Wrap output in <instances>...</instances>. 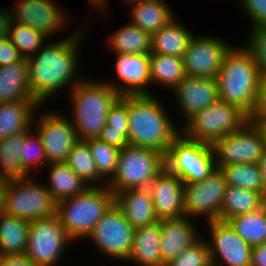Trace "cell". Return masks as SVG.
Wrapping results in <instances>:
<instances>
[{
    "instance_id": "ee69618b",
    "label": "cell",
    "mask_w": 266,
    "mask_h": 266,
    "mask_svg": "<svg viewBox=\"0 0 266 266\" xmlns=\"http://www.w3.org/2000/svg\"><path fill=\"white\" fill-rule=\"evenodd\" d=\"M264 121H266V77H261L256 106L249 115V122L260 126Z\"/></svg>"
},
{
    "instance_id": "4dcf8cb0",
    "label": "cell",
    "mask_w": 266,
    "mask_h": 266,
    "mask_svg": "<svg viewBox=\"0 0 266 266\" xmlns=\"http://www.w3.org/2000/svg\"><path fill=\"white\" fill-rule=\"evenodd\" d=\"M119 149L128 142V96H121L108 112L106 125L97 137Z\"/></svg>"
},
{
    "instance_id": "836d02e7",
    "label": "cell",
    "mask_w": 266,
    "mask_h": 266,
    "mask_svg": "<svg viewBox=\"0 0 266 266\" xmlns=\"http://www.w3.org/2000/svg\"><path fill=\"white\" fill-rule=\"evenodd\" d=\"M24 132L0 140V179L14 180L32 176L22 165Z\"/></svg>"
},
{
    "instance_id": "d4e9b609",
    "label": "cell",
    "mask_w": 266,
    "mask_h": 266,
    "mask_svg": "<svg viewBox=\"0 0 266 266\" xmlns=\"http://www.w3.org/2000/svg\"><path fill=\"white\" fill-rule=\"evenodd\" d=\"M36 110L35 101L0 103V140L29 130Z\"/></svg>"
},
{
    "instance_id": "e575fe53",
    "label": "cell",
    "mask_w": 266,
    "mask_h": 266,
    "mask_svg": "<svg viewBox=\"0 0 266 266\" xmlns=\"http://www.w3.org/2000/svg\"><path fill=\"white\" fill-rule=\"evenodd\" d=\"M65 163L89 187H100L107 185V181L98 173L96 169L94 159L91 155L88 142L86 140H78L74 144Z\"/></svg>"
},
{
    "instance_id": "8fae6325",
    "label": "cell",
    "mask_w": 266,
    "mask_h": 266,
    "mask_svg": "<svg viewBox=\"0 0 266 266\" xmlns=\"http://www.w3.org/2000/svg\"><path fill=\"white\" fill-rule=\"evenodd\" d=\"M134 232L133 226L113 204L87 238L101 256L126 261L132 249Z\"/></svg>"
},
{
    "instance_id": "1f68e13d",
    "label": "cell",
    "mask_w": 266,
    "mask_h": 266,
    "mask_svg": "<svg viewBox=\"0 0 266 266\" xmlns=\"http://www.w3.org/2000/svg\"><path fill=\"white\" fill-rule=\"evenodd\" d=\"M151 84L169 87L171 91L186 76L183 58L165 54H150Z\"/></svg>"
},
{
    "instance_id": "30bf717a",
    "label": "cell",
    "mask_w": 266,
    "mask_h": 266,
    "mask_svg": "<svg viewBox=\"0 0 266 266\" xmlns=\"http://www.w3.org/2000/svg\"><path fill=\"white\" fill-rule=\"evenodd\" d=\"M73 241L66 234L58 216L29 222L25 256L39 266H57L66 245Z\"/></svg>"
},
{
    "instance_id": "7c38bea8",
    "label": "cell",
    "mask_w": 266,
    "mask_h": 266,
    "mask_svg": "<svg viewBox=\"0 0 266 266\" xmlns=\"http://www.w3.org/2000/svg\"><path fill=\"white\" fill-rule=\"evenodd\" d=\"M265 147L263 130L249 121L239 131L225 135L212 145L217 168L259 163Z\"/></svg>"
},
{
    "instance_id": "d6a6232c",
    "label": "cell",
    "mask_w": 266,
    "mask_h": 266,
    "mask_svg": "<svg viewBox=\"0 0 266 266\" xmlns=\"http://www.w3.org/2000/svg\"><path fill=\"white\" fill-rule=\"evenodd\" d=\"M263 204L264 197L260 193L227 185L221 207V220L227 221L234 216L257 211Z\"/></svg>"
},
{
    "instance_id": "4316f807",
    "label": "cell",
    "mask_w": 266,
    "mask_h": 266,
    "mask_svg": "<svg viewBox=\"0 0 266 266\" xmlns=\"http://www.w3.org/2000/svg\"><path fill=\"white\" fill-rule=\"evenodd\" d=\"M194 34L174 18L151 35V53L183 57Z\"/></svg>"
},
{
    "instance_id": "b9f144b4",
    "label": "cell",
    "mask_w": 266,
    "mask_h": 266,
    "mask_svg": "<svg viewBox=\"0 0 266 266\" xmlns=\"http://www.w3.org/2000/svg\"><path fill=\"white\" fill-rule=\"evenodd\" d=\"M244 45L257 62L260 77H266V26L250 29Z\"/></svg>"
},
{
    "instance_id": "7a4b0ae2",
    "label": "cell",
    "mask_w": 266,
    "mask_h": 266,
    "mask_svg": "<svg viewBox=\"0 0 266 266\" xmlns=\"http://www.w3.org/2000/svg\"><path fill=\"white\" fill-rule=\"evenodd\" d=\"M156 95H128L129 145L167 153L180 128ZM176 125V126H175Z\"/></svg>"
},
{
    "instance_id": "8d00e7d4",
    "label": "cell",
    "mask_w": 266,
    "mask_h": 266,
    "mask_svg": "<svg viewBox=\"0 0 266 266\" xmlns=\"http://www.w3.org/2000/svg\"><path fill=\"white\" fill-rule=\"evenodd\" d=\"M219 169L224 174L227 185L256 191L263 197L266 195V188L258 163L223 165Z\"/></svg>"
},
{
    "instance_id": "277c9868",
    "label": "cell",
    "mask_w": 266,
    "mask_h": 266,
    "mask_svg": "<svg viewBox=\"0 0 266 266\" xmlns=\"http://www.w3.org/2000/svg\"><path fill=\"white\" fill-rule=\"evenodd\" d=\"M68 92L71 122L78 140L97 138L106 125L109 110L121 95L107 82L85 77Z\"/></svg>"
},
{
    "instance_id": "83f0119b",
    "label": "cell",
    "mask_w": 266,
    "mask_h": 266,
    "mask_svg": "<svg viewBox=\"0 0 266 266\" xmlns=\"http://www.w3.org/2000/svg\"><path fill=\"white\" fill-rule=\"evenodd\" d=\"M49 167L45 186L56 203L83 193L89 187L65 162L49 163Z\"/></svg>"
},
{
    "instance_id": "44dd1931",
    "label": "cell",
    "mask_w": 266,
    "mask_h": 266,
    "mask_svg": "<svg viewBox=\"0 0 266 266\" xmlns=\"http://www.w3.org/2000/svg\"><path fill=\"white\" fill-rule=\"evenodd\" d=\"M197 228L186 216L161 220L160 253L165 265L203 235Z\"/></svg>"
},
{
    "instance_id": "db71d44e",
    "label": "cell",
    "mask_w": 266,
    "mask_h": 266,
    "mask_svg": "<svg viewBox=\"0 0 266 266\" xmlns=\"http://www.w3.org/2000/svg\"><path fill=\"white\" fill-rule=\"evenodd\" d=\"M259 127L263 130L266 141V121H264Z\"/></svg>"
},
{
    "instance_id": "4fadbf2b",
    "label": "cell",
    "mask_w": 266,
    "mask_h": 266,
    "mask_svg": "<svg viewBox=\"0 0 266 266\" xmlns=\"http://www.w3.org/2000/svg\"><path fill=\"white\" fill-rule=\"evenodd\" d=\"M226 187L225 176L219 168L204 181L184 183L185 216L191 219L204 217L206 222L221 220Z\"/></svg>"
},
{
    "instance_id": "7402d4cb",
    "label": "cell",
    "mask_w": 266,
    "mask_h": 266,
    "mask_svg": "<svg viewBox=\"0 0 266 266\" xmlns=\"http://www.w3.org/2000/svg\"><path fill=\"white\" fill-rule=\"evenodd\" d=\"M114 204L134 229L158 221L148 188L120 191L114 194Z\"/></svg>"
},
{
    "instance_id": "f35d334b",
    "label": "cell",
    "mask_w": 266,
    "mask_h": 266,
    "mask_svg": "<svg viewBox=\"0 0 266 266\" xmlns=\"http://www.w3.org/2000/svg\"><path fill=\"white\" fill-rule=\"evenodd\" d=\"M98 173L108 182L116 173L120 149L99 138L86 139Z\"/></svg>"
},
{
    "instance_id": "7bdbcfd3",
    "label": "cell",
    "mask_w": 266,
    "mask_h": 266,
    "mask_svg": "<svg viewBox=\"0 0 266 266\" xmlns=\"http://www.w3.org/2000/svg\"><path fill=\"white\" fill-rule=\"evenodd\" d=\"M239 4L249 18L252 29L266 26V0H239Z\"/></svg>"
},
{
    "instance_id": "ab89813d",
    "label": "cell",
    "mask_w": 266,
    "mask_h": 266,
    "mask_svg": "<svg viewBox=\"0 0 266 266\" xmlns=\"http://www.w3.org/2000/svg\"><path fill=\"white\" fill-rule=\"evenodd\" d=\"M33 128V133H32ZM24 132V143L21 147L20 158L23 167L31 174V169L46 166L47 158L43 142L34 127Z\"/></svg>"
},
{
    "instance_id": "8992f818",
    "label": "cell",
    "mask_w": 266,
    "mask_h": 266,
    "mask_svg": "<svg viewBox=\"0 0 266 266\" xmlns=\"http://www.w3.org/2000/svg\"><path fill=\"white\" fill-rule=\"evenodd\" d=\"M249 116L234 104L218 99L194 113L180 127V133L193 141L213 145L218 139L239 131Z\"/></svg>"
},
{
    "instance_id": "e0dca14e",
    "label": "cell",
    "mask_w": 266,
    "mask_h": 266,
    "mask_svg": "<svg viewBox=\"0 0 266 266\" xmlns=\"http://www.w3.org/2000/svg\"><path fill=\"white\" fill-rule=\"evenodd\" d=\"M15 3L9 8L13 22L30 25L49 39L70 24L69 13L54 0H17Z\"/></svg>"
},
{
    "instance_id": "484cf974",
    "label": "cell",
    "mask_w": 266,
    "mask_h": 266,
    "mask_svg": "<svg viewBox=\"0 0 266 266\" xmlns=\"http://www.w3.org/2000/svg\"><path fill=\"white\" fill-rule=\"evenodd\" d=\"M130 7L131 22L150 35L176 18L166 0H148Z\"/></svg>"
},
{
    "instance_id": "f6af8a7d",
    "label": "cell",
    "mask_w": 266,
    "mask_h": 266,
    "mask_svg": "<svg viewBox=\"0 0 266 266\" xmlns=\"http://www.w3.org/2000/svg\"><path fill=\"white\" fill-rule=\"evenodd\" d=\"M22 59L23 57L9 38L0 41V66L11 65L20 62Z\"/></svg>"
},
{
    "instance_id": "ffe728a7",
    "label": "cell",
    "mask_w": 266,
    "mask_h": 266,
    "mask_svg": "<svg viewBox=\"0 0 266 266\" xmlns=\"http://www.w3.org/2000/svg\"><path fill=\"white\" fill-rule=\"evenodd\" d=\"M172 93L183 122L219 99L216 78L185 76Z\"/></svg>"
},
{
    "instance_id": "74e56055",
    "label": "cell",
    "mask_w": 266,
    "mask_h": 266,
    "mask_svg": "<svg viewBox=\"0 0 266 266\" xmlns=\"http://www.w3.org/2000/svg\"><path fill=\"white\" fill-rule=\"evenodd\" d=\"M9 40L18 49L20 55L27 59L35 55L44 43L50 39L30 25L13 22Z\"/></svg>"
},
{
    "instance_id": "60d3db41",
    "label": "cell",
    "mask_w": 266,
    "mask_h": 266,
    "mask_svg": "<svg viewBox=\"0 0 266 266\" xmlns=\"http://www.w3.org/2000/svg\"><path fill=\"white\" fill-rule=\"evenodd\" d=\"M206 238L203 239V236H201L175 259L168 262L166 266H212Z\"/></svg>"
},
{
    "instance_id": "7dc6e473",
    "label": "cell",
    "mask_w": 266,
    "mask_h": 266,
    "mask_svg": "<svg viewBox=\"0 0 266 266\" xmlns=\"http://www.w3.org/2000/svg\"><path fill=\"white\" fill-rule=\"evenodd\" d=\"M0 266H39L33 261L22 256H0Z\"/></svg>"
},
{
    "instance_id": "816d5d0a",
    "label": "cell",
    "mask_w": 266,
    "mask_h": 266,
    "mask_svg": "<svg viewBox=\"0 0 266 266\" xmlns=\"http://www.w3.org/2000/svg\"><path fill=\"white\" fill-rule=\"evenodd\" d=\"M258 164L260 166L261 175L263 177L264 186L266 188V147L264 149L263 155L261 156Z\"/></svg>"
},
{
    "instance_id": "6da1fadb",
    "label": "cell",
    "mask_w": 266,
    "mask_h": 266,
    "mask_svg": "<svg viewBox=\"0 0 266 266\" xmlns=\"http://www.w3.org/2000/svg\"><path fill=\"white\" fill-rule=\"evenodd\" d=\"M84 28L81 24L77 32L63 40L50 39L35 55L27 58L31 96L40 107L58 91L65 87L71 90L84 79L76 77L79 71V45L86 33Z\"/></svg>"
},
{
    "instance_id": "f907efd6",
    "label": "cell",
    "mask_w": 266,
    "mask_h": 266,
    "mask_svg": "<svg viewBox=\"0 0 266 266\" xmlns=\"http://www.w3.org/2000/svg\"><path fill=\"white\" fill-rule=\"evenodd\" d=\"M6 189H7V180L0 179V215L4 213Z\"/></svg>"
},
{
    "instance_id": "5bb4252c",
    "label": "cell",
    "mask_w": 266,
    "mask_h": 266,
    "mask_svg": "<svg viewBox=\"0 0 266 266\" xmlns=\"http://www.w3.org/2000/svg\"><path fill=\"white\" fill-rule=\"evenodd\" d=\"M36 113L37 110L32 121L35 126L32 127H36L34 130L41 137L48 164L66 162L69 152L78 141L76 130L71 119H69L70 117L59 112L48 111L47 113L46 111L38 118L35 116Z\"/></svg>"
},
{
    "instance_id": "3957f363",
    "label": "cell",
    "mask_w": 266,
    "mask_h": 266,
    "mask_svg": "<svg viewBox=\"0 0 266 266\" xmlns=\"http://www.w3.org/2000/svg\"><path fill=\"white\" fill-rule=\"evenodd\" d=\"M260 78L251 52L244 45H232L216 76L218 98L236 105L249 116L256 106Z\"/></svg>"
},
{
    "instance_id": "9a60e30c",
    "label": "cell",
    "mask_w": 266,
    "mask_h": 266,
    "mask_svg": "<svg viewBox=\"0 0 266 266\" xmlns=\"http://www.w3.org/2000/svg\"><path fill=\"white\" fill-rule=\"evenodd\" d=\"M231 44L212 35H193L183 55L186 76L216 78Z\"/></svg>"
},
{
    "instance_id": "ba28073f",
    "label": "cell",
    "mask_w": 266,
    "mask_h": 266,
    "mask_svg": "<svg viewBox=\"0 0 266 266\" xmlns=\"http://www.w3.org/2000/svg\"><path fill=\"white\" fill-rule=\"evenodd\" d=\"M165 168L183 183L204 181L217 168L212 145L180 133L165 154Z\"/></svg>"
},
{
    "instance_id": "9c48e42d",
    "label": "cell",
    "mask_w": 266,
    "mask_h": 266,
    "mask_svg": "<svg viewBox=\"0 0 266 266\" xmlns=\"http://www.w3.org/2000/svg\"><path fill=\"white\" fill-rule=\"evenodd\" d=\"M28 176L7 180L4 213L26 221L56 214V202L43 182Z\"/></svg>"
},
{
    "instance_id": "c3c4849f",
    "label": "cell",
    "mask_w": 266,
    "mask_h": 266,
    "mask_svg": "<svg viewBox=\"0 0 266 266\" xmlns=\"http://www.w3.org/2000/svg\"><path fill=\"white\" fill-rule=\"evenodd\" d=\"M251 266H266V242L252 247Z\"/></svg>"
},
{
    "instance_id": "f1b7e54d",
    "label": "cell",
    "mask_w": 266,
    "mask_h": 266,
    "mask_svg": "<svg viewBox=\"0 0 266 266\" xmlns=\"http://www.w3.org/2000/svg\"><path fill=\"white\" fill-rule=\"evenodd\" d=\"M29 221L0 215V256H22L27 250Z\"/></svg>"
},
{
    "instance_id": "2e32d148",
    "label": "cell",
    "mask_w": 266,
    "mask_h": 266,
    "mask_svg": "<svg viewBox=\"0 0 266 266\" xmlns=\"http://www.w3.org/2000/svg\"><path fill=\"white\" fill-rule=\"evenodd\" d=\"M206 223L210 231V240L206 241L212 266H251L252 247L227 221L215 220Z\"/></svg>"
},
{
    "instance_id": "bcb514c9",
    "label": "cell",
    "mask_w": 266,
    "mask_h": 266,
    "mask_svg": "<svg viewBox=\"0 0 266 266\" xmlns=\"http://www.w3.org/2000/svg\"><path fill=\"white\" fill-rule=\"evenodd\" d=\"M13 20L11 12L7 8H0V41L8 39L11 33Z\"/></svg>"
},
{
    "instance_id": "f5cc1de1",
    "label": "cell",
    "mask_w": 266,
    "mask_h": 266,
    "mask_svg": "<svg viewBox=\"0 0 266 266\" xmlns=\"http://www.w3.org/2000/svg\"><path fill=\"white\" fill-rule=\"evenodd\" d=\"M125 1H126V3H128L129 5H130V4L134 5V4L142 3V2H144V1H148V0H124V3H125Z\"/></svg>"
},
{
    "instance_id": "5b68a950",
    "label": "cell",
    "mask_w": 266,
    "mask_h": 266,
    "mask_svg": "<svg viewBox=\"0 0 266 266\" xmlns=\"http://www.w3.org/2000/svg\"><path fill=\"white\" fill-rule=\"evenodd\" d=\"M114 204V194L105 186L88 187L83 193L56 203V215L73 241L87 239L106 211Z\"/></svg>"
},
{
    "instance_id": "ac0fdd59",
    "label": "cell",
    "mask_w": 266,
    "mask_h": 266,
    "mask_svg": "<svg viewBox=\"0 0 266 266\" xmlns=\"http://www.w3.org/2000/svg\"><path fill=\"white\" fill-rule=\"evenodd\" d=\"M115 72L119 81H106L121 96L151 95L150 55L124 54L115 56ZM120 82V83H119Z\"/></svg>"
},
{
    "instance_id": "52a82bcc",
    "label": "cell",
    "mask_w": 266,
    "mask_h": 266,
    "mask_svg": "<svg viewBox=\"0 0 266 266\" xmlns=\"http://www.w3.org/2000/svg\"><path fill=\"white\" fill-rule=\"evenodd\" d=\"M165 169V155L151 148L127 145L120 149L116 173L107 182L113 194L147 188Z\"/></svg>"
},
{
    "instance_id": "681fc988",
    "label": "cell",
    "mask_w": 266,
    "mask_h": 266,
    "mask_svg": "<svg viewBox=\"0 0 266 266\" xmlns=\"http://www.w3.org/2000/svg\"><path fill=\"white\" fill-rule=\"evenodd\" d=\"M92 5V9L101 11V14L108 13L106 10L109 8V1L108 0H89V7ZM108 6V7H107ZM107 8V9H106Z\"/></svg>"
},
{
    "instance_id": "d590c367",
    "label": "cell",
    "mask_w": 266,
    "mask_h": 266,
    "mask_svg": "<svg viewBox=\"0 0 266 266\" xmlns=\"http://www.w3.org/2000/svg\"><path fill=\"white\" fill-rule=\"evenodd\" d=\"M237 234L251 247L266 242V208L234 216L227 220Z\"/></svg>"
},
{
    "instance_id": "d6986e66",
    "label": "cell",
    "mask_w": 266,
    "mask_h": 266,
    "mask_svg": "<svg viewBox=\"0 0 266 266\" xmlns=\"http://www.w3.org/2000/svg\"><path fill=\"white\" fill-rule=\"evenodd\" d=\"M147 188L158 220L185 216L184 183L176 175L165 168Z\"/></svg>"
},
{
    "instance_id": "11a10c76",
    "label": "cell",
    "mask_w": 266,
    "mask_h": 266,
    "mask_svg": "<svg viewBox=\"0 0 266 266\" xmlns=\"http://www.w3.org/2000/svg\"><path fill=\"white\" fill-rule=\"evenodd\" d=\"M263 206L266 208V195L264 196V204Z\"/></svg>"
},
{
    "instance_id": "603a6c76",
    "label": "cell",
    "mask_w": 266,
    "mask_h": 266,
    "mask_svg": "<svg viewBox=\"0 0 266 266\" xmlns=\"http://www.w3.org/2000/svg\"><path fill=\"white\" fill-rule=\"evenodd\" d=\"M161 220L135 229L126 261L138 266H166L160 253Z\"/></svg>"
},
{
    "instance_id": "cb8c5ba5",
    "label": "cell",
    "mask_w": 266,
    "mask_h": 266,
    "mask_svg": "<svg viewBox=\"0 0 266 266\" xmlns=\"http://www.w3.org/2000/svg\"><path fill=\"white\" fill-rule=\"evenodd\" d=\"M34 101L29 84L27 59L0 66V103Z\"/></svg>"
},
{
    "instance_id": "f546056e",
    "label": "cell",
    "mask_w": 266,
    "mask_h": 266,
    "mask_svg": "<svg viewBox=\"0 0 266 266\" xmlns=\"http://www.w3.org/2000/svg\"><path fill=\"white\" fill-rule=\"evenodd\" d=\"M108 47L119 54H151V35L132 22L109 35Z\"/></svg>"
}]
</instances>
